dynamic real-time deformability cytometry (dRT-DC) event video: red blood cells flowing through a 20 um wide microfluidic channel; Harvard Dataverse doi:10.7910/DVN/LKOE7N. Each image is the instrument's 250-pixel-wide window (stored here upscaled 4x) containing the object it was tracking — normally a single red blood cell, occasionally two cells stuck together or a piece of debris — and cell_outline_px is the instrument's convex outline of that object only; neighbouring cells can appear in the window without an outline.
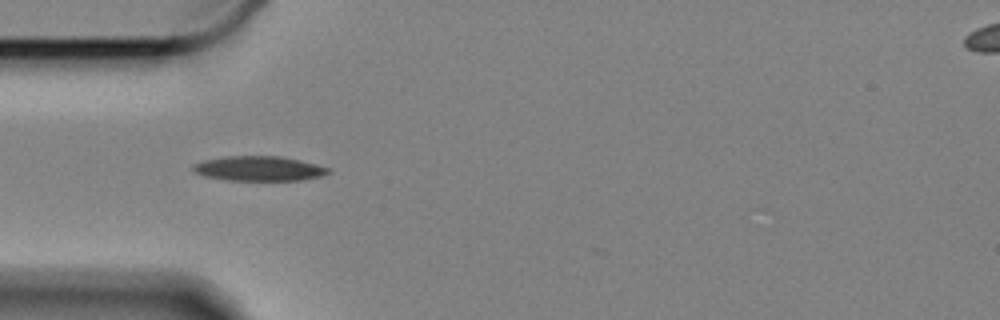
{"species": "Egyptian fruit bat (a non-hibernating species)", "species_latin": "Rousettus aegyptiacus", "temperature_condition": "cold", "stored_images_in_passage": 32, "camera_frame_rate_fps": 3000, "um_per_image_px": 0.085, "animal": {"sex": "female"}, "frame": {"image": 1, "passage_image": 1, "time_ms": 0.0, "image_size_px": [1000, 320], "cell_outline_px": [[332, 172], [320, 176], [300, 180], [228, 180], [204, 176], [192, 172], [192, 164], [204, 160], [224, 156], [280, 156], [300, 160], [316, 164], [328, 168]], "centroid_in_image_um": [21.96, 14.32], "position_along_channel_um": 63.0, "area_um2": 19.54}}
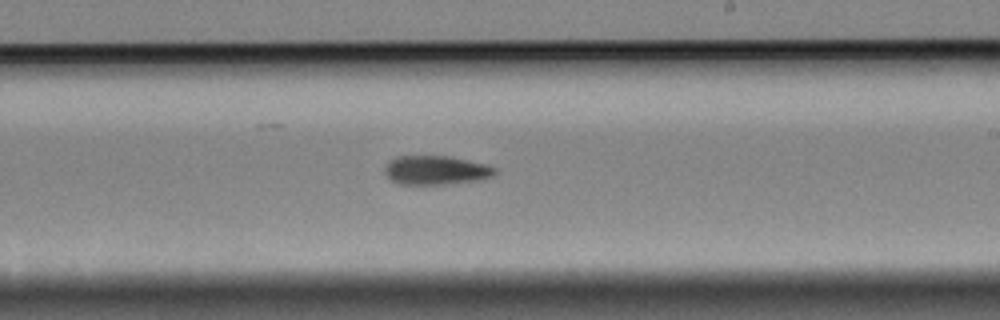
{"frame": {"image": 2, "passage_image": 18, "time_ms": 5.667, "image_size_px": [1000, 320], "cell_outline_px": [[496, 172], [492, 176], [480, 180], [444, 184], [396, 184], [384, 172], [384, 168], [388, 160], [396, 156], [448, 156], [484, 164], [496, 168]], "centroid_in_image_um": [37.01, 14.46], "position_along_channel_um": 252.0, "area_um2": 18.55}}
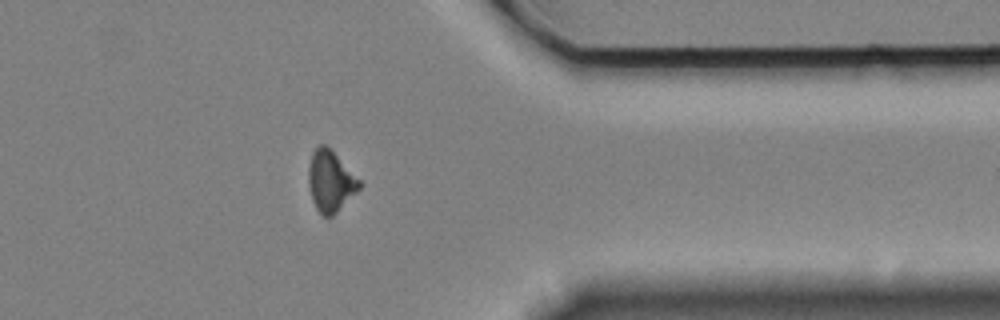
{"frame": {"image": 3, "passage_image": 31, "time_ms": 10.0, "image_size_px": [1000, 320], "cell_outline_px": [[364, 184], [332, 216], [324, 216], [316, 208], [312, 200], [308, 184], [308, 168], [312, 152], [320, 144], [324, 144], [332, 148]], "centroid_in_image_um": [28.1, 15.35], "position_along_channel_um": 383.3, "area_um2": 18.26}}